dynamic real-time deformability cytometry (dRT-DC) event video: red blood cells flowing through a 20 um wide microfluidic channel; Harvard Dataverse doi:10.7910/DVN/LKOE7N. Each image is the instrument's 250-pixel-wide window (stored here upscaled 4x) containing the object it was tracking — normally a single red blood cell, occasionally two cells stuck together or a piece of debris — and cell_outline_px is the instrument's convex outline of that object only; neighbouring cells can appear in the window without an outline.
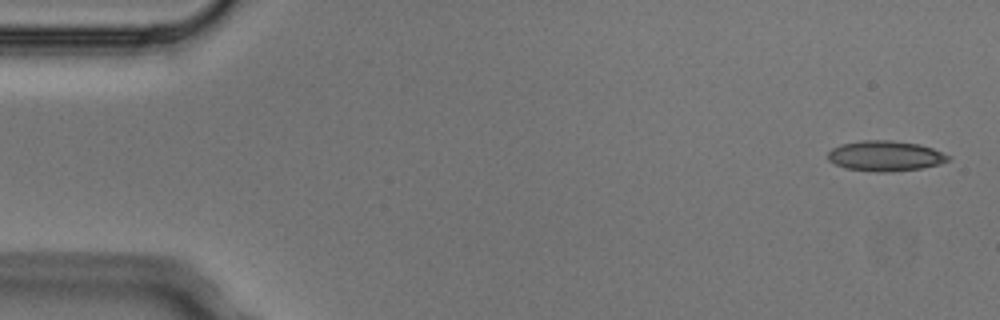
{"species": "Egyptian fruit bat (a non-hibernating species)", "species_latin": "Rousettus aegyptiacus", "temperature_condition": "cold", "stored_images_in_passage": 5, "segment_of_instrument_passage": [2, 2], "camera_frame_rate_fps": 3000, "um_per_image_px": 0.085, "animal": {"sex": "male"}, "frame": {"image": 1, "passage_image": 5, "time_ms": 1.333, "image_size_px": [1000, 320], "cell_outline_px": [[952, 156], [948, 160], [940, 164], [920, 168], [884, 172], [876, 172], [844, 168], [828, 160], [828, 152], [832, 148], [840, 144], [860, 140], [892, 140], [920, 144], [932, 148]], "centroid_in_image_um": [75.24, 13.24], "position_along_channel_um": 9.8, "area_um2": 21.33}}